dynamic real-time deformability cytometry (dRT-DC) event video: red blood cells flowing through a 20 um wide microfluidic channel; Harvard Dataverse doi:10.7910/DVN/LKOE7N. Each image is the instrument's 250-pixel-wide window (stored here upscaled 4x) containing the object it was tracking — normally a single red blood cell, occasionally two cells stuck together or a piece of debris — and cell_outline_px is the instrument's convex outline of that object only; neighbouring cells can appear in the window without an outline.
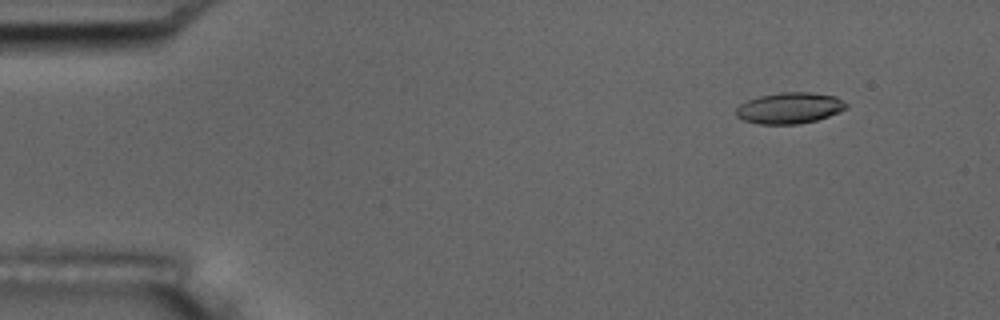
{"species": "common noctule bat (a hibernating species)", "species_latin": "Nyctalus noctula", "temperature_condition": "room temperature", "stored_images_in_passage": 55, "camera_frame_rate_fps": 3000, "um_per_image_px": 0.085, "animal": {"sex": "male", "body_mass_g": 17.5, "forearm_length_mm": 52.3}, "frame": {"image": 1, "passage_image": 6, "time_ms": 1.667, "image_size_px": [1000, 320], "cell_outline_px": [[848, 108], [840, 112], [816, 120], [800, 124], [760, 124], [744, 120], [736, 116], [736, 108], [740, 104], [748, 100], [760, 96], [780, 92], [812, 92], [836, 96], [848, 104]], "centroid_in_image_um": [67.14, 9.18], "position_along_channel_um": 17.9, "area_um2": 20.06}}
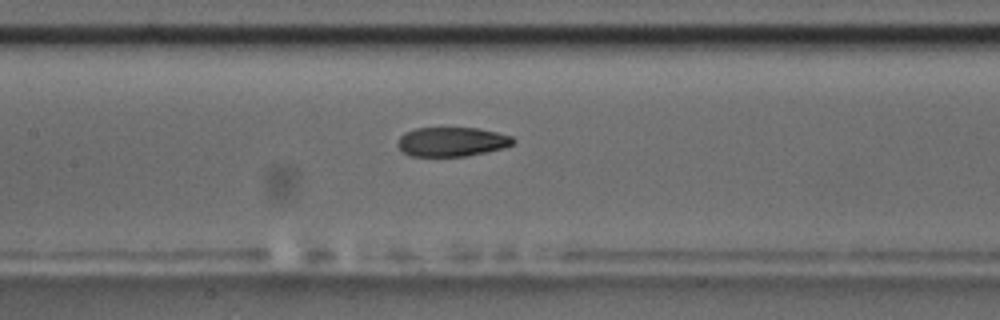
{"frame": {"image": 2, "passage_image": 26, "time_ms": 8.333, "image_size_px": [1000, 320], "cell_outline_px": [[516, 140], [512, 144], [504, 148], [468, 156], [408, 156], [400, 152], [396, 144], [400, 136], [404, 132], [416, 128], [480, 128], [512, 136]], "centroid_in_image_um": [38.37, 12.05], "position_along_channel_um": 169.0, "area_um2": 20.0}, "authors_computed_cell_mechanics": {"area_um2": 20.9814, "velocity_mm_per_s": 3.7084, "shape_relaxation_time_tau1_ms": 4.7008, "shape_relaxation_time_tau2_ms": 2.4828, "deformation_change_tau1": 0.1592, "deformation_change_tau2": 0.0806}}